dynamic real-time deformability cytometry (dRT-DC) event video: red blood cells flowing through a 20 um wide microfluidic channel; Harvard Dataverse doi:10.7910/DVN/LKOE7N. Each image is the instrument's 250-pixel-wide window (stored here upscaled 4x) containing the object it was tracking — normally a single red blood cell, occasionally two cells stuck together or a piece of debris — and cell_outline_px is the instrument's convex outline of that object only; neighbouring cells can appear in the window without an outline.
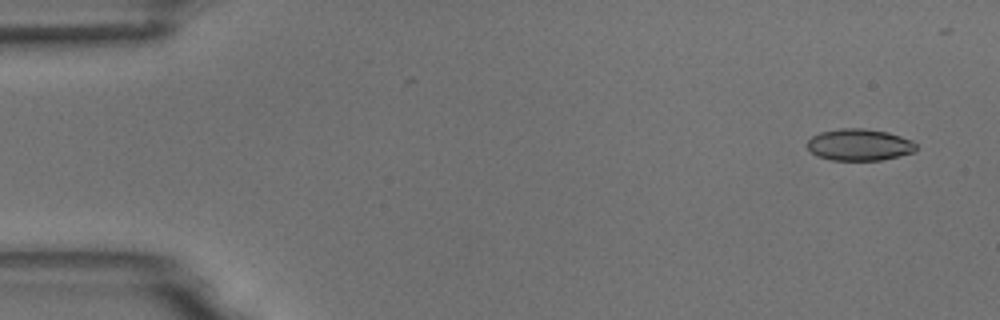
{"species": "common noctule bat (a hibernating species)", "species_latin": "Nyctalus noctula", "temperature_condition": "room temperature", "stored_images_in_passage": 5, "camera_frame_rate_fps": 3000, "um_per_image_px": 0.085, "animal": {"sex": "male", "body_mass_g": 18.8}, "frame": {"image": 1, "passage_image": 1, "time_ms": 0.0, "image_size_px": [1000, 320], "cell_outline_px": [[916, 152], [880, 160], [832, 160], [816, 156], [808, 148], [808, 140], [812, 136], [820, 132], [840, 128], [864, 128], [888, 132], [912, 140], [916, 144]], "centroid_in_image_um": [73.05, 12.3], "position_along_channel_um": 12.0, "area_um2": 20.17}}